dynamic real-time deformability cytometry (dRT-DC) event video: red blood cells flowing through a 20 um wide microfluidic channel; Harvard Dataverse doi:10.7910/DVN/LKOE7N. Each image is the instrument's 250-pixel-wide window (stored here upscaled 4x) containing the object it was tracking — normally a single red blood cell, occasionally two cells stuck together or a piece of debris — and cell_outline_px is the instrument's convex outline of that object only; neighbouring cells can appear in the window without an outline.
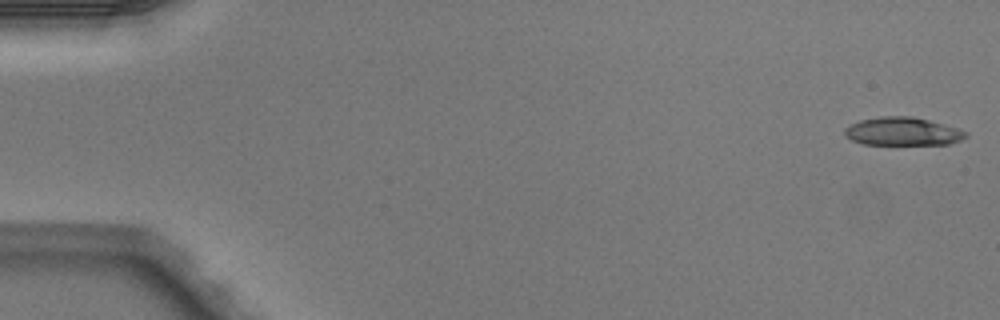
{"species": "Egyptian fruit bat (a non-hibernating species)", "species_latin": "Rousettus aegyptiacus", "temperature_condition": "warm", "stored_images_in_passage": 49, "camera_frame_rate_fps": 3000, "um_per_image_px": 0.085, "animal": {"sex": "male"}, "frame": {"image": 1, "passage_image": 1, "time_ms": 0.0, "image_size_px": [1000, 320], "cell_outline_px": [[968, 136], [960, 140], [948, 144], [864, 144], [852, 140], [844, 132], [844, 128], [860, 120], [880, 116], [912, 116], [960, 128], [968, 132]], "centroid_in_image_um": [76.77, 11.16], "position_along_channel_um": 8.2, "area_um2": 19.83}}
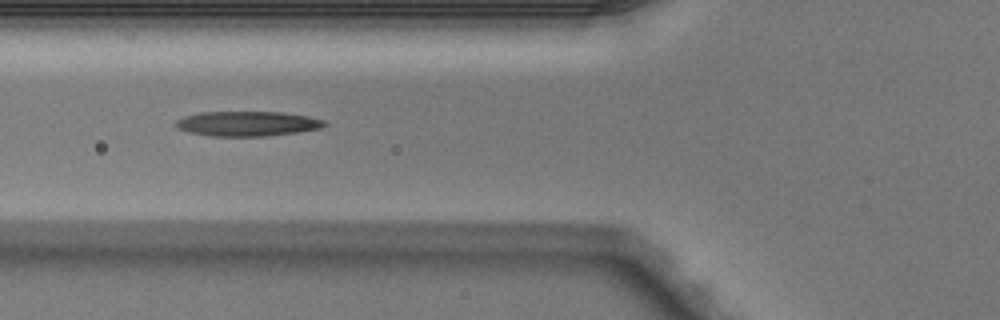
{"frame": {"image": 2, "passage_image": 19, "time_ms": 6.0, "image_size_px": [1000, 320], "cell_outline_px": [[328, 124], [320, 128], [296, 132], [268, 136], [208, 136], [188, 132], [180, 128], [176, 124], [176, 120], [184, 116], [200, 112], [284, 112], [308, 116], [324, 120]], "centroid_in_image_um": [21.04, 10.51], "position_along_channel_um": 104.8, "area_um2": 21.5}}
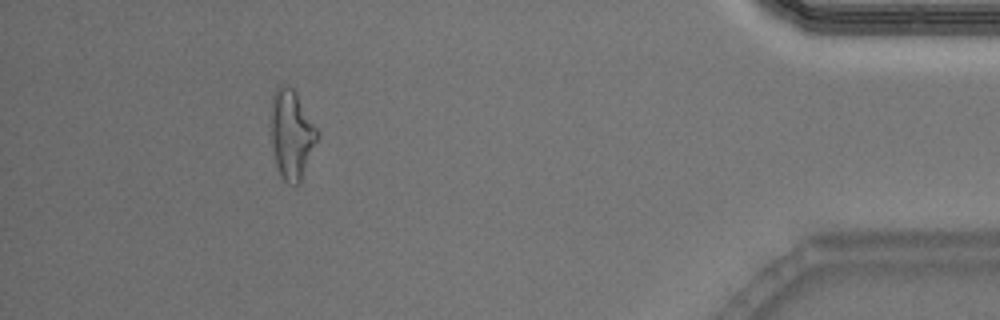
{"frame": {"image": 3, "passage_image": 45, "time_ms": 14.667, "image_size_px": [1000, 320], "cell_outline_px": [[316, 140], [300, 180], [296, 184], [288, 184], [280, 176], [276, 168], [272, 144], [272, 92], [280, 84], [288, 84], [296, 92], [316, 128]], "centroid_in_image_um": [24.74, 11.38], "position_along_channel_um": 410.5, "area_um2": 23.35}, "authors_computed_cell_mechanics": {"area_um2": 21.386, "velocity_mm_per_s": 4.1275, "shape_relaxation_time_tau1_ms": null, "shape_relaxation_time_tau2_ms": 7.2909, "deformation_change_tau1": null, "deformation_change_tau2": 0.2573}}